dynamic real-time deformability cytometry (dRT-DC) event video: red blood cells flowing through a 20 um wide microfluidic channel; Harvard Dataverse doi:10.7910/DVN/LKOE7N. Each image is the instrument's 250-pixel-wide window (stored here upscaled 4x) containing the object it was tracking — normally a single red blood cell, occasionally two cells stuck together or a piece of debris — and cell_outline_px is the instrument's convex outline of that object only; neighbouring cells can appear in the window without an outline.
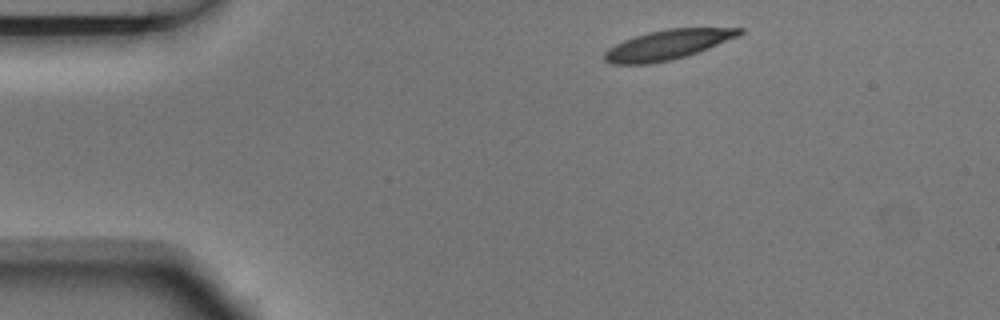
{"species": "Egyptian fruit bat (a non-hibernating species)", "species_latin": "Rousettus aegyptiacus", "temperature_condition": "room temperature", "stored_images_in_passage": 3, "camera_frame_rate_fps": 3000, "um_per_image_px": 0.085, "animal": {"sex": "male"}, "frame": {"image": 1, "passage_image": 1, "time_ms": 0.0, "image_size_px": [1000, 320], "cell_outline_px": [[744, 32], [736, 36], [708, 48], [672, 60], [652, 64], [612, 64], [604, 60], [604, 52], [608, 48], [624, 40], [648, 32], [668, 28], [744, 28]], "centroid_in_image_um": [56.69, 3.81], "position_along_channel_um": 28.3, "area_um2": 23.06}}
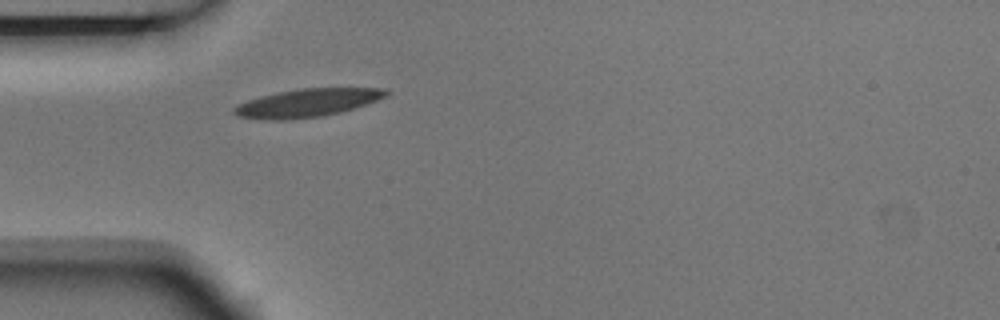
{"frame": {"image": 2, "passage_image": 3, "time_ms": 0.667, "image_size_px": [1000, 320], "cell_outline_px": [[392, 92], [388, 96], [340, 112], [320, 116], [284, 120], [272, 120], [236, 116], [232, 112], [232, 108], [236, 104], [260, 96], [276, 92], [300, 88], [388, 88]], "centroid_in_image_um": [26.1, 8.73], "position_along_channel_um": 58.9, "area_um2": 24.91}}